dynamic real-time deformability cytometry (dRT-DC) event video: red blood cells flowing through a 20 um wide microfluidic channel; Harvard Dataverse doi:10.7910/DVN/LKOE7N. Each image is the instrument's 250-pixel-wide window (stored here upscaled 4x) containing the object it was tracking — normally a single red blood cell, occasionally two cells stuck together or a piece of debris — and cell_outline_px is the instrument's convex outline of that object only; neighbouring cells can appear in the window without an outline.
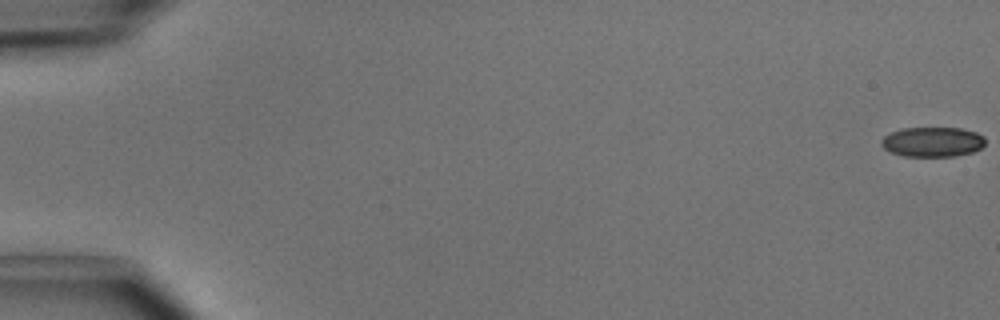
{"species": "common noctule bat (a hibernating species)", "species_latin": "Nyctalus noctula", "temperature_condition": "cold", "stored_images_in_passage": 51, "camera_frame_rate_fps": 3000, "um_per_image_px": 0.085, "animal": {"sex": "male", "body_mass_g": 15.6}, "frame": {"image": 1, "passage_image": 1, "time_ms": 0.0, "image_size_px": [1000, 320], "cell_outline_px": [[984, 144], [980, 148], [972, 152], [956, 156], [904, 156], [892, 152], [884, 148], [880, 144], [880, 140], [884, 136], [900, 128], [960, 128], [976, 132], [984, 136]], "centroid_in_image_um": [79.25, 12.05], "position_along_channel_um": 5.7, "area_um2": 18.03}}
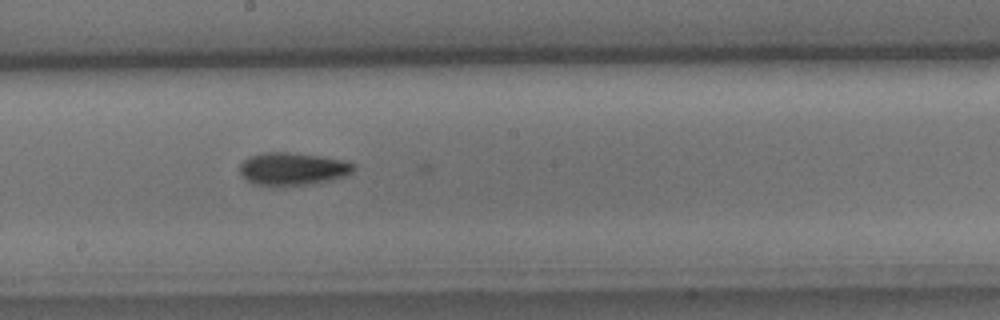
{"frame": {"image": 2, "passage_image": 29, "time_ms": 9.333, "image_size_px": [1000, 320], "cell_outline_px": [[356, 168], [352, 172], [344, 176], [332, 180], [316, 184], [256, 184], [248, 180], [240, 172], [240, 164], [248, 156], [264, 152], [288, 152], [320, 156], [344, 160], [356, 164]], "centroid_in_image_um": [24.93, 14.32], "position_along_channel_um": 223.3, "area_um2": 21.44}}
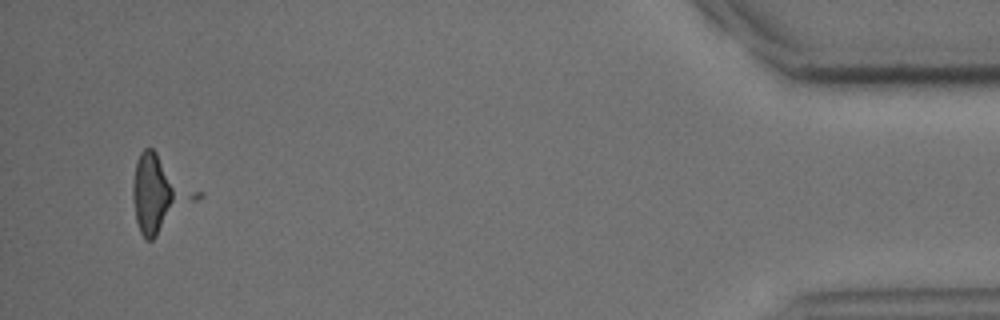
{"frame": {"image": 3, "passage_image": 49, "time_ms": 16.0, "image_size_px": [1000, 320], "cell_outline_px": [[204, 196], [152, 240], [144, 240], [140, 232], [136, 220], [132, 200], [132, 184], [136, 160], [140, 152], [144, 148], [152, 148], [204, 192]], "centroid_in_image_um": [13.6, 16.46], "position_along_channel_um": 421.6, "area_um2": 28.96}}